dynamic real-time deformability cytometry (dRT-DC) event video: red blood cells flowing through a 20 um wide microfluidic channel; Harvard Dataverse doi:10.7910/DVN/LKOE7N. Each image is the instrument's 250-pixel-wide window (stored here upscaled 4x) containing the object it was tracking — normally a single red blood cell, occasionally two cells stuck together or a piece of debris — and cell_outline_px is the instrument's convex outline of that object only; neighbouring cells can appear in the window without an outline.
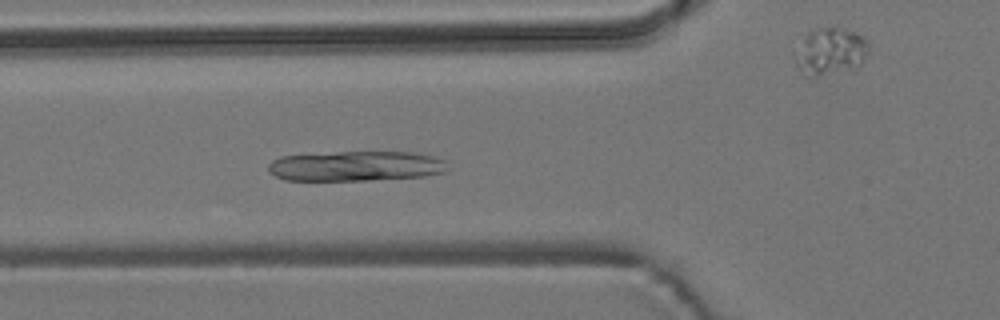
{"species": "common noctule bat (a hibernating species)", "species_latin": "Nyctalus noctula", "temperature_condition": "room temperature", "stored_images_in_passage": 10, "camera_frame_rate_fps": 3000, "um_per_image_px": 0.085, "animal": {"sex": "male", "body_mass_g": 19.2, "forearm_length_mm": 51.8}, "frame": {"image": 1, "passage_image": 7, "time_ms": 2.0, "image_size_px": [1000, 320], "cell_outline_px": [[444, 172], [424, 176], [368, 180], [284, 180], [268, 172], [268, 164], [272, 160], [280, 156], [340, 152], [412, 152], [432, 156], [444, 160]], "centroid_in_image_um": [30.17, 14.11], "position_along_channel_um": 95.6, "area_um2": 31.15}}